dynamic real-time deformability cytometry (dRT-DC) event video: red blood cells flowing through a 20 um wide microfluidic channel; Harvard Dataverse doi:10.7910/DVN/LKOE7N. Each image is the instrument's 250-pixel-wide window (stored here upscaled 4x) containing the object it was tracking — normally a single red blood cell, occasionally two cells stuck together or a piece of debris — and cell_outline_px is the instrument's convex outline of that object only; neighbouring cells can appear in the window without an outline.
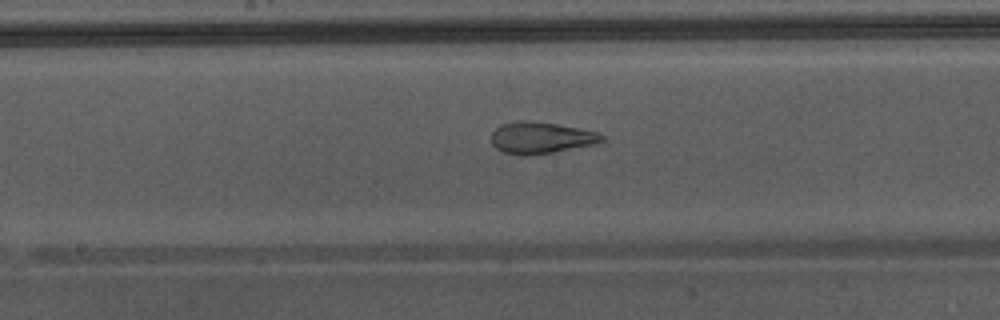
{"species": "Egyptian fruit bat (a non-hibernating species)", "species_latin": "Rousettus aegyptiacus", "temperature_condition": "warm", "stored_images_in_passage": 49, "camera_frame_rate_fps": 3000, "um_per_image_px": 0.085, "animal": {"sex": "male"}, "frame": {"image": 1, "passage_image": 28, "time_ms": 9.0, "image_size_px": [1000, 320], "cell_outline_px": [[604, 140], [592, 144], [552, 152], [524, 156], [504, 152], [496, 148], [492, 144], [492, 132], [500, 124], [516, 120], [528, 120], [556, 124], [600, 132], [604, 136]], "centroid_in_image_um": [45.94, 11.69], "position_along_channel_um": 202.3, "area_um2": 20.23}, "authors_computed_cell_mechanics": {"area_um2": 26.3568, "velocity_mm_per_s": 4.4044, "shape_relaxation_time_tau1_ms": null, "shape_relaxation_time_tau2_ms": 1.1121, "deformation_change_tau1": null, "deformation_change_tau2": 0.0983}}